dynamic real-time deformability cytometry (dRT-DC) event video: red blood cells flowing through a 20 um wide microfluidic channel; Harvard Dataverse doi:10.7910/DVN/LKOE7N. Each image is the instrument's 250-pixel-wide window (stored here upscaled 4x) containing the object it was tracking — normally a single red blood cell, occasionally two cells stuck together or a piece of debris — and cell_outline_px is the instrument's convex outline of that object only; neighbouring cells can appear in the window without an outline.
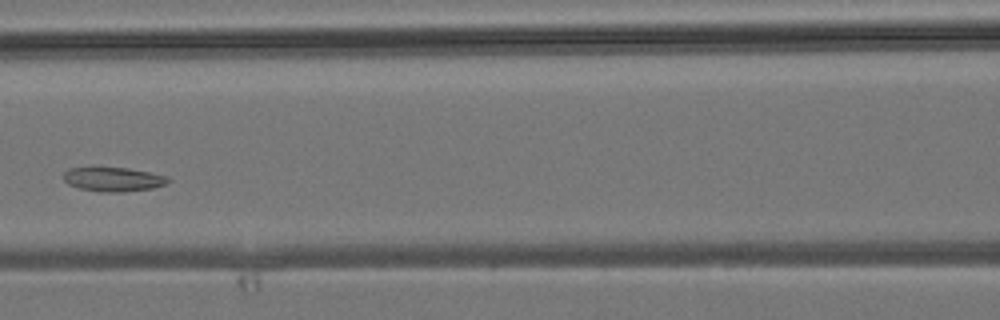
{"species": "common noctule bat (a hibernating species)", "species_latin": "Nyctalus noctula", "temperature_condition": "room temperature", "stored_images_in_passage": 5, "camera_frame_rate_fps": 3000, "um_per_image_px": 0.085, "animal": {"sex": "male", "body_mass_g": 19.2, "forearm_length_mm": 51.8}, "frame": {"image": 1, "passage_image": 4, "time_ms": 3.667, "image_size_px": [1000, 320], "cell_outline_px": [[172, 180], [168, 184], [152, 188], [124, 192], [100, 192], [80, 188], [68, 184], [64, 180], [64, 172], [68, 168], [92, 164], [128, 168], [168, 176]], "centroid_in_image_um": [9.59, 15.19], "position_along_channel_um": 157.0, "area_um2": 15.61}}
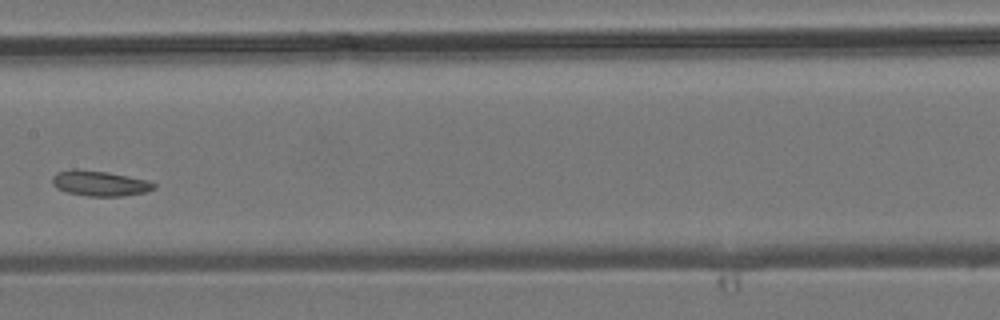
{"frame": {"image": 2, "passage_image": 5, "time_ms": 4.667, "image_size_px": [1000, 320], "cell_outline_px": [[156, 188], [144, 192], [120, 196], [88, 196], [68, 192], [56, 188], [52, 184], [52, 176], [56, 172], [72, 168], [76, 168], [108, 172], [148, 180], [156, 184]], "centroid_in_image_um": [8.44, 15.56], "position_along_channel_um": 199.0, "area_um2": 15.09}}